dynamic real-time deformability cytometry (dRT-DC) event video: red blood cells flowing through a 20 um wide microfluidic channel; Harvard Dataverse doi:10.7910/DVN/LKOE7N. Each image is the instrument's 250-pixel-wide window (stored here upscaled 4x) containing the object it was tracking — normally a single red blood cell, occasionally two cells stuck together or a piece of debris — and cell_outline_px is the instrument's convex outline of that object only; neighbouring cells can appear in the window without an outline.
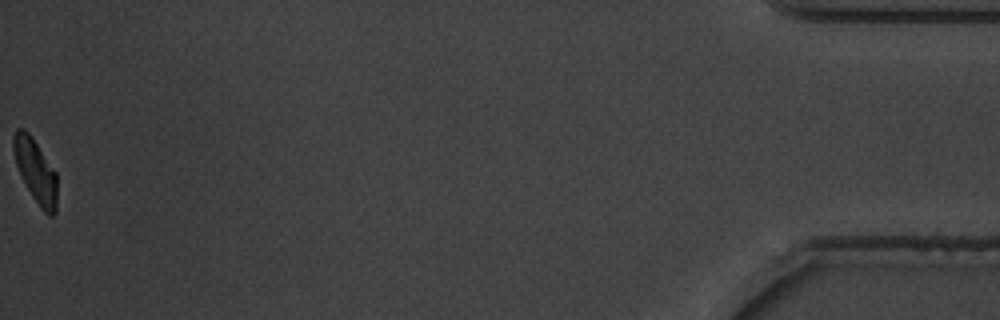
{"species": "common noctule bat (a hibernating species)", "species_latin": "Nyctalus noctula", "temperature_condition": "warm", "stored_images_in_passage": 57, "camera_frame_rate_fps": 3000, "um_per_image_px": 0.085, "animal": {"sex": "male", "body_mass_g": 19.5, "forearm_length_mm": 54.6}, "frame": {"image": 1, "passage_image": 57, "time_ms": 18.667, "image_size_px": [1000, 320], "cell_outline_px": [[56, 212], [52, 216], [48, 216], [40, 208], [32, 196], [16, 164], [12, 148], [12, 136], [16, 128], [24, 128], [28, 132], [56, 172]], "centroid_in_image_um": [3.01, 14.51], "position_along_channel_um": 432.2, "area_um2": 15.95}, "authors_computed_cell_mechanics": {"area_um2": 17.1666, "velocity_mm_per_s": 3.6292, "shape_relaxation_time_tau1_ms": 2.6432, "shape_relaxation_time_tau2_ms": 3.1407, "deformation_change_tau1": 0.1365, "deformation_change_tau2": 0.0819}}